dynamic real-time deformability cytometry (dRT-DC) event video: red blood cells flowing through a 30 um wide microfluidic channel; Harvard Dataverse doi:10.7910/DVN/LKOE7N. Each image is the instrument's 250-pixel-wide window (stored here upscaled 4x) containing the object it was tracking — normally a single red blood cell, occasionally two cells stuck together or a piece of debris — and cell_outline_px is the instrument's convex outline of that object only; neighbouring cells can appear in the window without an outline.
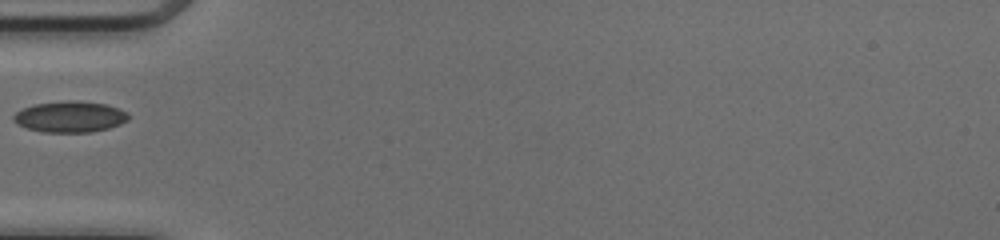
{"species": "common noctule bat (a hibernating species)", "species_latin": "Nyctalus noctula", "temperature_condition": "cold", "stored_images_in_passage": 13, "camera_frame_rate_fps": 3000, "um_per_image_px": 0.085, "animal": {"sex": "female", "body_mass_g": 17.0, "forearm_length_mm": 48.0}, "frame": {"image": 1, "passage_image": 1, "time_ms": 0.0, "image_size_px": [1000, 240], "cell_outline_px": [[128, 120], [120, 124], [108, 128], [92, 132], [44, 132], [28, 128], [12, 120], [12, 116], [16, 112], [24, 108], [36, 104], [104, 104], [128, 112]], "centroid_in_image_um": [5.95, 9.99], "position_along_channel_um": 79.0, "area_um2": 19.48}}
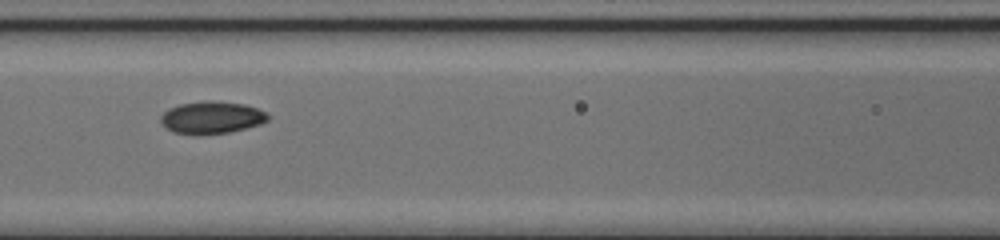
{"frame": {"image": 2, "passage_image": 6, "time_ms": 1.667, "image_size_px": [1000, 240], "cell_outline_px": [[268, 120], [260, 124], [228, 132], [172, 132], [160, 120], [160, 116], [168, 108], [180, 104], [208, 100], [244, 104], [256, 108], [264, 112], [268, 116]], "centroid_in_image_um": [17.99, 9.94], "position_along_channel_um": 148.6, "area_um2": 19.31}}